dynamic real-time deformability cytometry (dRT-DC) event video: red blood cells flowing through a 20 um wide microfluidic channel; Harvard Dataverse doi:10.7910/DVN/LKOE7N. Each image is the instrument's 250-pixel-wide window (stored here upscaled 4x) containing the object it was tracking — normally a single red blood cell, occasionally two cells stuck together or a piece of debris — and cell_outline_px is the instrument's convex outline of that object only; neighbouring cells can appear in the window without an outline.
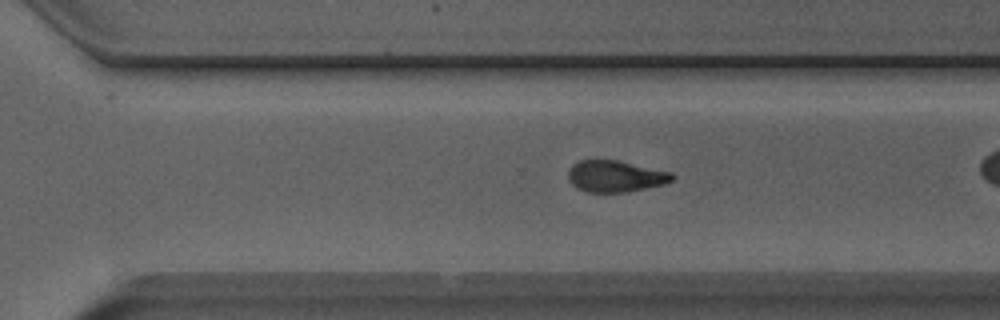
{"species": "Egyptian fruit bat (a non-hibernating species)", "species_latin": "Rousettus aegyptiacus", "temperature_condition": "room temperature", "stored_images_in_passage": 41, "camera_frame_rate_fps": 3000, "um_per_image_px": 0.085, "animal": {"sex": "male"}, "frame": {"image": 1, "passage_image": 35, "time_ms": 11.333, "image_size_px": [1000, 320], "cell_outline_px": [[676, 176], [672, 180], [664, 184], [624, 192], [588, 192], [572, 184], [568, 180], [568, 168], [572, 164], [580, 160], [616, 160], [672, 172]], "centroid_in_image_um": [52.3, 14.97], "position_along_channel_um": 318.3, "area_um2": 18.96}, "authors_computed_cell_mechanics": {"area_um2": 19.7098, "velocity_mm_per_s": 3.967, "shape_relaxation_time_tau1_ms": 5.855, "shape_relaxation_time_tau2_ms": 2.0302, "deformation_change_tau1": 0.176, "deformation_change_tau2": 0.0906}}